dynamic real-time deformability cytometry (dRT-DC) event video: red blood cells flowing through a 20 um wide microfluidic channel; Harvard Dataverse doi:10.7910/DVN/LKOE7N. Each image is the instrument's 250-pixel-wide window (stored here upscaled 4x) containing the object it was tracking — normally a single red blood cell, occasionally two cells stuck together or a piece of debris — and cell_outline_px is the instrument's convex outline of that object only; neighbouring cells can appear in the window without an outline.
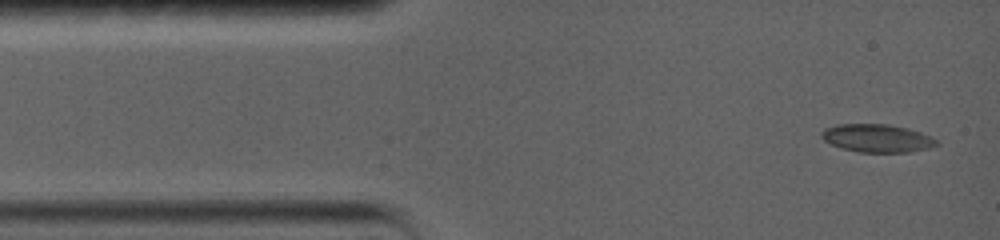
{"species": "common noctule bat (a hibernating species)", "species_latin": "Nyctalus noctula", "temperature_condition": "warm", "stored_images_in_passage": 45, "camera_frame_rate_fps": 5000, "um_per_image_px": 0.085, "animal": {"sex": "female", "body_mass_g": 19.0, "forearm_length_mm": 56.7}, "frame": {"image": 1, "passage_image": 1, "time_ms": 0.0, "image_size_px": [1000, 240], "cell_outline_px": [[940, 144], [928, 148], [908, 152], [860, 152], [844, 148], [832, 144], [824, 140], [820, 136], [820, 132], [824, 128], [836, 124], [888, 124], [908, 128], [920, 132], [936, 140]], "centroid_in_image_um": [74.52, 11.73], "position_along_channel_um": 10.5, "area_um2": 18.67}}
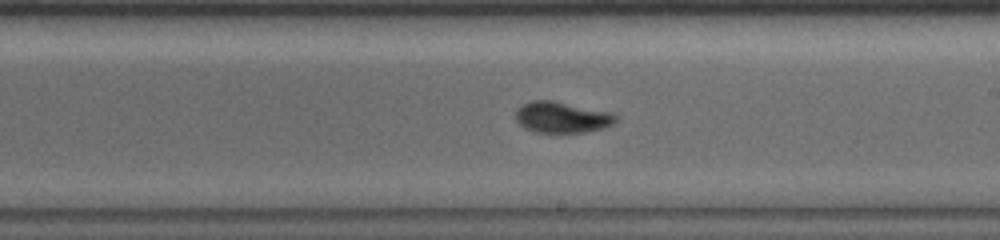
{"frame": {"image": 2, "passage_image": 14, "time_ms": 2.6, "image_size_px": [1000, 240], "cell_outline_px": [[616, 120], [612, 124], [604, 128], [584, 132], [536, 132], [524, 128], [516, 120], [516, 108], [520, 104], [532, 100], [552, 100], [608, 112], [616, 116]], "centroid_in_image_um": [47.69, 9.96], "position_along_channel_um": 241.3, "area_um2": 17.98}}
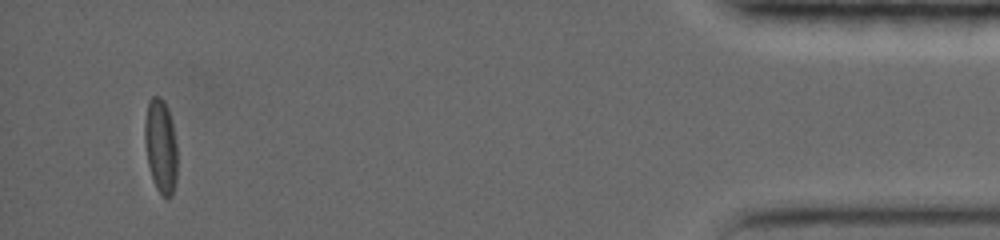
{"frame": {"image": 3, "passage_image": 39, "time_ms": 7.6, "image_size_px": [1000, 240], "cell_outline_px": [[176, 180], [172, 196], [168, 200], [156, 188], [148, 164], [144, 140], [144, 120], [148, 100], [152, 96], [160, 96], [164, 100], [168, 108], [172, 120], [176, 144]], "centroid_in_image_um": [13.65, 12.37], "position_along_channel_um": 421.5, "area_um2": 18.03}}